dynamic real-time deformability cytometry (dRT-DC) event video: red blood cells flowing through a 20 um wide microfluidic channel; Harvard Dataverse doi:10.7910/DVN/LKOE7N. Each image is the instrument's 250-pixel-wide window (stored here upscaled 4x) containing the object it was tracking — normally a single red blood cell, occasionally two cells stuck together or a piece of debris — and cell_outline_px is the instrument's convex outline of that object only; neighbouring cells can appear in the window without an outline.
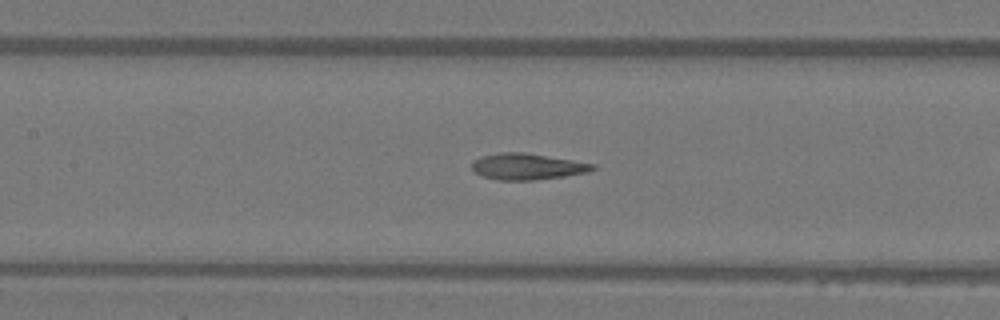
{"species": "Egyptian fruit bat (a non-hibernating species)", "species_latin": "Rousettus aegyptiacus", "temperature_condition": "warm", "stored_images_in_passage": 29, "camera_frame_rate_fps": 3000, "um_per_image_px": 0.085, "animal": {"sex": "female"}, "frame": {"image": 1, "passage_image": 13, "time_ms": 4.0, "image_size_px": [1000, 320], "cell_outline_px": [[596, 168], [588, 172], [564, 176], [536, 180], [496, 180], [484, 176], [476, 172], [472, 168], [472, 160], [480, 156], [500, 152], [524, 152], [596, 164]], "centroid_in_image_um": [44.8, 14.15], "position_along_channel_um": 162.6, "area_um2": 18.5}}
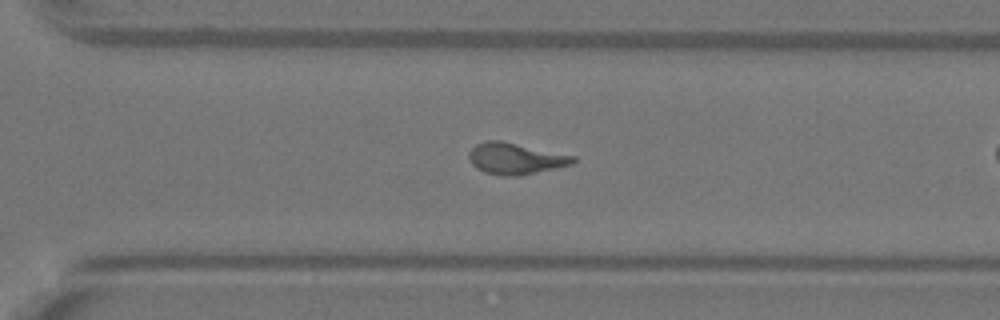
{"frame": {"image": 2, "passage_image": 25, "time_ms": 8.0, "image_size_px": [1000, 320], "cell_outline_px": [[576, 160], [572, 164], [512, 176], [500, 176], [484, 172], [476, 168], [472, 164], [468, 156], [468, 152], [476, 144], [488, 140], [500, 140], [576, 156]], "centroid_in_image_um": [43.76, 13.46], "position_along_channel_um": 326.8, "area_um2": 18.73}}